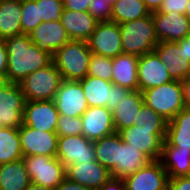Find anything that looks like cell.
I'll return each instance as SVG.
<instances>
[{"instance_id":"6da1fadb","label":"cell","mask_w":190,"mask_h":190,"mask_svg":"<svg viewBox=\"0 0 190 190\" xmlns=\"http://www.w3.org/2000/svg\"><path fill=\"white\" fill-rule=\"evenodd\" d=\"M8 54L6 76L9 83L20 84L23 79L53 62L52 55L40 50L27 34L5 38Z\"/></svg>"},{"instance_id":"7a4b0ae2","label":"cell","mask_w":190,"mask_h":190,"mask_svg":"<svg viewBox=\"0 0 190 190\" xmlns=\"http://www.w3.org/2000/svg\"><path fill=\"white\" fill-rule=\"evenodd\" d=\"M91 55L86 41L70 40L52 58L63 80L79 81L87 76Z\"/></svg>"},{"instance_id":"3957f363","label":"cell","mask_w":190,"mask_h":190,"mask_svg":"<svg viewBox=\"0 0 190 190\" xmlns=\"http://www.w3.org/2000/svg\"><path fill=\"white\" fill-rule=\"evenodd\" d=\"M120 26L123 53L136 56L154 51L159 40L155 34L152 15L133 21H128Z\"/></svg>"},{"instance_id":"277c9868","label":"cell","mask_w":190,"mask_h":190,"mask_svg":"<svg viewBox=\"0 0 190 190\" xmlns=\"http://www.w3.org/2000/svg\"><path fill=\"white\" fill-rule=\"evenodd\" d=\"M142 94L144 103L167 122L171 121L182 109L186 108L182 83L178 80L147 89Z\"/></svg>"},{"instance_id":"5b68a950","label":"cell","mask_w":190,"mask_h":190,"mask_svg":"<svg viewBox=\"0 0 190 190\" xmlns=\"http://www.w3.org/2000/svg\"><path fill=\"white\" fill-rule=\"evenodd\" d=\"M62 81L60 72L52 62L47 67L28 74L20 86L26 101H49L54 100Z\"/></svg>"},{"instance_id":"8992f818","label":"cell","mask_w":190,"mask_h":190,"mask_svg":"<svg viewBox=\"0 0 190 190\" xmlns=\"http://www.w3.org/2000/svg\"><path fill=\"white\" fill-rule=\"evenodd\" d=\"M31 183L54 189L66 178V167L57 157H23Z\"/></svg>"},{"instance_id":"52a82bcc","label":"cell","mask_w":190,"mask_h":190,"mask_svg":"<svg viewBox=\"0 0 190 190\" xmlns=\"http://www.w3.org/2000/svg\"><path fill=\"white\" fill-rule=\"evenodd\" d=\"M166 130L167 128H145L134 125L120 130L118 134L122 141L140 149L151 160H159L166 138Z\"/></svg>"},{"instance_id":"ba28073f","label":"cell","mask_w":190,"mask_h":190,"mask_svg":"<svg viewBox=\"0 0 190 190\" xmlns=\"http://www.w3.org/2000/svg\"><path fill=\"white\" fill-rule=\"evenodd\" d=\"M87 43L92 53L105 57L123 53L120 26L112 21L98 22Z\"/></svg>"},{"instance_id":"9c48e42d","label":"cell","mask_w":190,"mask_h":190,"mask_svg":"<svg viewBox=\"0 0 190 190\" xmlns=\"http://www.w3.org/2000/svg\"><path fill=\"white\" fill-rule=\"evenodd\" d=\"M26 99L20 84L9 83L0 90V126L19 128L23 125Z\"/></svg>"},{"instance_id":"30bf717a","label":"cell","mask_w":190,"mask_h":190,"mask_svg":"<svg viewBox=\"0 0 190 190\" xmlns=\"http://www.w3.org/2000/svg\"><path fill=\"white\" fill-rule=\"evenodd\" d=\"M56 157L65 167L96 161L93 141L83 135L58 137Z\"/></svg>"},{"instance_id":"8fae6325","label":"cell","mask_w":190,"mask_h":190,"mask_svg":"<svg viewBox=\"0 0 190 190\" xmlns=\"http://www.w3.org/2000/svg\"><path fill=\"white\" fill-rule=\"evenodd\" d=\"M123 181L126 190H168L169 187V176L160 160H152Z\"/></svg>"},{"instance_id":"7c38bea8","label":"cell","mask_w":190,"mask_h":190,"mask_svg":"<svg viewBox=\"0 0 190 190\" xmlns=\"http://www.w3.org/2000/svg\"><path fill=\"white\" fill-rule=\"evenodd\" d=\"M19 136L23 157L31 155L56 157L58 143L56 132H43L23 124L19 127Z\"/></svg>"},{"instance_id":"4fadbf2b","label":"cell","mask_w":190,"mask_h":190,"mask_svg":"<svg viewBox=\"0 0 190 190\" xmlns=\"http://www.w3.org/2000/svg\"><path fill=\"white\" fill-rule=\"evenodd\" d=\"M59 112L54 100L26 101L23 124L43 132H56Z\"/></svg>"},{"instance_id":"5bb4252c","label":"cell","mask_w":190,"mask_h":190,"mask_svg":"<svg viewBox=\"0 0 190 190\" xmlns=\"http://www.w3.org/2000/svg\"><path fill=\"white\" fill-rule=\"evenodd\" d=\"M54 102L59 115L81 117L88 104L80 81L63 80L56 92Z\"/></svg>"},{"instance_id":"9a60e30c","label":"cell","mask_w":190,"mask_h":190,"mask_svg":"<svg viewBox=\"0 0 190 190\" xmlns=\"http://www.w3.org/2000/svg\"><path fill=\"white\" fill-rule=\"evenodd\" d=\"M155 28V34L159 42H177L190 36V21L184 14L176 11L169 13H151Z\"/></svg>"},{"instance_id":"2e32d148","label":"cell","mask_w":190,"mask_h":190,"mask_svg":"<svg viewBox=\"0 0 190 190\" xmlns=\"http://www.w3.org/2000/svg\"><path fill=\"white\" fill-rule=\"evenodd\" d=\"M137 72L140 92L173 81L166 66L154 51L139 56Z\"/></svg>"},{"instance_id":"e0dca14e","label":"cell","mask_w":190,"mask_h":190,"mask_svg":"<svg viewBox=\"0 0 190 190\" xmlns=\"http://www.w3.org/2000/svg\"><path fill=\"white\" fill-rule=\"evenodd\" d=\"M154 52L158 55L160 61L166 66L173 80L182 81L190 76V62L177 42L161 41Z\"/></svg>"},{"instance_id":"ac0fdd59","label":"cell","mask_w":190,"mask_h":190,"mask_svg":"<svg viewBox=\"0 0 190 190\" xmlns=\"http://www.w3.org/2000/svg\"><path fill=\"white\" fill-rule=\"evenodd\" d=\"M28 36L38 49L52 56L71 40L60 20L42 22Z\"/></svg>"},{"instance_id":"d6986e66","label":"cell","mask_w":190,"mask_h":190,"mask_svg":"<svg viewBox=\"0 0 190 190\" xmlns=\"http://www.w3.org/2000/svg\"><path fill=\"white\" fill-rule=\"evenodd\" d=\"M82 135L90 141H96L115 131L113 115L107 107H88L81 116Z\"/></svg>"},{"instance_id":"ffe728a7","label":"cell","mask_w":190,"mask_h":190,"mask_svg":"<svg viewBox=\"0 0 190 190\" xmlns=\"http://www.w3.org/2000/svg\"><path fill=\"white\" fill-rule=\"evenodd\" d=\"M66 177L91 190H98L112 178L110 171L98 161L70 165L66 167Z\"/></svg>"},{"instance_id":"44dd1931","label":"cell","mask_w":190,"mask_h":190,"mask_svg":"<svg viewBox=\"0 0 190 190\" xmlns=\"http://www.w3.org/2000/svg\"><path fill=\"white\" fill-rule=\"evenodd\" d=\"M151 161L140 149H136L123 141L118 146V162L110 170V173L112 178L124 179Z\"/></svg>"},{"instance_id":"7402d4cb","label":"cell","mask_w":190,"mask_h":190,"mask_svg":"<svg viewBox=\"0 0 190 190\" xmlns=\"http://www.w3.org/2000/svg\"><path fill=\"white\" fill-rule=\"evenodd\" d=\"M60 21L71 40L86 42L98 23L88 11L77 12L67 9L63 10Z\"/></svg>"},{"instance_id":"603a6c76","label":"cell","mask_w":190,"mask_h":190,"mask_svg":"<svg viewBox=\"0 0 190 190\" xmlns=\"http://www.w3.org/2000/svg\"><path fill=\"white\" fill-rule=\"evenodd\" d=\"M138 59L139 57L136 55L125 53L112 58V83L121 87H126L132 91H137Z\"/></svg>"},{"instance_id":"cb8c5ba5","label":"cell","mask_w":190,"mask_h":190,"mask_svg":"<svg viewBox=\"0 0 190 190\" xmlns=\"http://www.w3.org/2000/svg\"><path fill=\"white\" fill-rule=\"evenodd\" d=\"M143 104L144 97L139 90L132 91L125 99H122L116 109L112 111L115 131L119 132L127 127L134 126Z\"/></svg>"},{"instance_id":"d4e9b609","label":"cell","mask_w":190,"mask_h":190,"mask_svg":"<svg viewBox=\"0 0 190 190\" xmlns=\"http://www.w3.org/2000/svg\"><path fill=\"white\" fill-rule=\"evenodd\" d=\"M160 162L169 178L186 176L190 168V148L172 146L166 139L163 142Z\"/></svg>"},{"instance_id":"484cf974","label":"cell","mask_w":190,"mask_h":190,"mask_svg":"<svg viewBox=\"0 0 190 190\" xmlns=\"http://www.w3.org/2000/svg\"><path fill=\"white\" fill-rule=\"evenodd\" d=\"M20 34L21 0H0V40Z\"/></svg>"},{"instance_id":"4316f807","label":"cell","mask_w":190,"mask_h":190,"mask_svg":"<svg viewBox=\"0 0 190 190\" xmlns=\"http://www.w3.org/2000/svg\"><path fill=\"white\" fill-rule=\"evenodd\" d=\"M30 184L23 158L0 165V190H25Z\"/></svg>"},{"instance_id":"83f0119b","label":"cell","mask_w":190,"mask_h":190,"mask_svg":"<svg viewBox=\"0 0 190 190\" xmlns=\"http://www.w3.org/2000/svg\"><path fill=\"white\" fill-rule=\"evenodd\" d=\"M172 146L190 148V110L182 109L171 121L167 122L166 138Z\"/></svg>"},{"instance_id":"f1b7e54d","label":"cell","mask_w":190,"mask_h":190,"mask_svg":"<svg viewBox=\"0 0 190 190\" xmlns=\"http://www.w3.org/2000/svg\"><path fill=\"white\" fill-rule=\"evenodd\" d=\"M79 81L88 107H106L110 101L112 82L89 75Z\"/></svg>"},{"instance_id":"f546056e","label":"cell","mask_w":190,"mask_h":190,"mask_svg":"<svg viewBox=\"0 0 190 190\" xmlns=\"http://www.w3.org/2000/svg\"><path fill=\"white\" fill-rule=\"evenodd\" d=\"M151 14L143 0H116L112 4L111 21L122 24Z\"/></svg>"},{"instance_id":"4dcf8cb0","label":"cell","mask_w":190,"mask_h":190,"mask_svg":"<svg viewBox=\"0 0 190 190\" xmlns=\"http://www.w3.org/2000/svg\"><path fill=\"white\" fill-rule=\"evenodd\" d=\"M122 139L118 132H114L110 135L93 142L96 161L109 171L118 162V146L122 143Z\"/></svg>"},{"instance_id":"1f68e13d","label":"cell","mask_w":190,"mask_h":190,"mask_svg":"<svg viewBox=\"0 0 190 190\" xmlns=\"http://www.w3.org/2000/svg\"><path fill=\"white\" fill-rule=\"evenodd\" d=\"M22 158L19 128L0 127V165Z\"/></svg>"},{"instance_id":"d6a6232c","label":"cell","mask_w":190,"mask_h":190,"mask_svg":"<svg viewBox=\"0 0 190 190\" xmlns=\"http://www.w3.org/2000/svg\"><path fill=\"white\" fill-rule=\"evenodd\" d=\"M40 23L38 6L35 0H21V26L22 34H29Z\"/></svg>"},{"instance_id":"836d02e7","label":"cell","mask_w":190,"mask_h":190,"mask_svg":"<svg viewBox=\"0 0 190 190\" xmlns=\"http://www.w3.org/2000/svg\"><path fill=\"white\" fill-rule=\"evenodd\" d=\"M112 74V58L92 53L87 75L112 82Z\"/></svg>"},{"instance_id":"e575fe53","label":"cell","mask_w":190,"mask_h":190,"mask_svg":"<svg viewBox=\"0 0 190 190\" xmlns=\"http://www.w3.org/2000/svg\"><path fill=\"white\" fill-rule=\"evenodd\" d=\"M42 22L60 20L64 10L63 0H35Z\"/></svg>"},{"instance_id":"d590c367","label":"cell","mask_w":190,"mask_h":190,"mask_svg":"<svg viewBox=\"0 0 190 190\" xmlns=\"http://www.w3.org/2000/svg\"><path fill=\"white\" fill-rule=\"evenodd\" d=\"M135 125L145 128H167V121L144 103L138 113Z\"/></svg>"},{"instance_id":"8d00e7d4","label":"cell","mask_w":190,"mask_h":190,"mask_svg":"<svg viewBox=\"0 0 190 190\" xmlns=\"http://www.w3.org/2000/svg\"><path fill=\"white\" fill-rule=\"evenodd\" d=\"M56 133L58 137L82 135L81 117H68L59 115Z\"/></svg>"},{"instance_id":"74e56055","label":"cell","mask_w":190,"mask_h":190,"mask_svg":"<svg viewBox=\"0 0 190 190\" xmlns=\"http://www.w3.org/2000/svg\"><path fill=\"white\" fill-rule=\"evenodd\" d=\"M88 7V12L98 22L111 21L112 17V4L105 0H91Z\"/></svg>"},{"instance_id":"f35d334b","label":"cell","mask_w":190,"mask_h":190,"mask_svg":"<svg viewBox=\"0 0 190 190\" xmlns=\"http://www.w3.org/2000/svg\"><path fill=\"white\" fill-rule=\"evenodd\" d=\"M132 90L126 88V87H121L119 85L112 84L111 87V96H110V101L107 102L106 107L110 111H114L118 105V103L127 97Z\"/></svg>"},{"instance_id":"ab89813d","label":"cell","mask_w":190,"mask_h":190,"mask_svg":"<svg viewBox=\"0 0 190 190\" xmlns=\"http://www.w3.org/2000/svg\"><path fill=\"white\" fill-rule=\"evenodd\" d=\"M188 1L189 0H164L157 12L169 13L176 11L180 14H184Z\"/></svg>"},{"instance_id":"60d3db41","label":"cell","mask_w":190,"mask_h":190,"mask_svg":"<svg viewBox=\"0 0 190 190\" xmlns=\"http://www.w3.org/2000/svg\"><path fill=\"white\" fill-rule=\"evenodd\" d=\"M91 0H63L64 9L70 11H88Z\"/></svg>"},{"instance_id":"b9f144b4","label":"cell","mask_w":190,"mask_h":190,"mask_svg":"<svg viewBox=\"0 0 190 190\" xmlns=\"http://www.w3.org/2000/svg\"><path fill=\"white\" fill-rule=\"evenodd\" d=\"M168 190H190V179L186 176L169 178Z\"/></svg>"},{"instance_id":"7bdbcfd3","label":"cell","mask_w":190,"mask_h":190,"mask_svg":"<svg viewBox=\"0 0 190 190\" xmlns=\"http://www.w3.org/2000/svg\"><path fill=\"white\" fill-rule=\"evenodd\" d=\"M53 190H91L88 187L69 180L67 177Z\"/></svg>"},{"instance_id":"ee69618b","label":"cell","mask_w":190,"mask_h":190,"mask_svg":"<svg viewBox=\"0 0 190 190\" xmlns=\"http://www.w3.org/2000/svg\"><path fill=\"white\" fill-rule=\"evenodd\" d=\"M98 190H126L123 179L111 178L104 183Z\"/></svg>"},{"instance_id":"f6af8a7d","label":"cell","mask_w":190,"mask_h":190,"mask_svg":"<svg viewBox=\"0 0 190 190\" xmlns=\"http://www.w3.org/2000/svg\"><path fill=\"white\" fill-rule=\"evenodd\" d=\"M8 54L5 42L0 40V73L7 72Z\"/></svg>"},{"instance_id":"bcb514c9","label":"cell","mask_w":190,"mask_h":190,"mask_svg":"<svg viewBox=\"0 0 190 190\" xmlns=\"http://www.w3.org/2000/svg\"><path fill=\"white\" fill-rule=\"evenodd\" d=\"M183 87L184 103L187 109L190 110V76L181 81Z\"/></svg>"},{"instance_id":"7dc6e473","label":"cell","mask_w":190,"mask_h":190,"mask_svg":"<svg viewBox=\"0 0 190 190\" xmlns=\"http://www.w3.org/2000/svg\"><path fill=\"white\" fill-rule=\"evenodd\" d=\"M143 1L145 3V6L152 13L158 11L160 6L163 4L164 0H143Z\"/></svg>"},{"instance_id":"c3c4849f","label":"cell","mask_w":190,"mask_h":190,"mask_svg":"<svg viewBox=\"0 0 190 190\" xmlns=\"http://www.w3.org/2000/svg\"><path fill=\"white\" fill-rule=\"evenodd\" d=\"M181 48H184V53L190 62V36L177 41Z\"/></svg>"},{"instance_id":"681fc988","label":"cell","mask_w":190,"mask_h":190,"mask_svg":"<svg viewBox=\"0 0 190 190\" xmlns=\"http://www.w3.org/2000/svg\"><path fill=\"white\" fill-rule=\"evenodd\" d=\"M9 84L6 73H0V90Z\"/></svg>"},{"instance_id":"f907efd6","label":"cell","mask_w":190,"mask_h":190,"mask_svg":"<svg viewBox=\"0 0 190 190\" xmlns=\"http://www.w3.org/2000/svg\"><path fill=\"white\" fill-rule=\"evenodd\" d=\"M25 190H53V189L31 183Z\"/></svg>"},{"instance_id":"816d5d0a","label":"cell","mask_w":190,"mask_h":190,"mask_svg":"<svg viewBox=\"0 0 190 190\" xmlns=\"http://www.w3.org/2000/svg\"><path fill=\"white\" fill-rule=\"evenodd\" d=\"M184 15L188 18V20L190 21V0L187 3L186 9H185V13Z\"/></svg>"},{"instance_id":"f5cc1de1","label":"cell","mask_w":190,"mask_h":190,"mask_svg":"<svg viewBox=\"0 0 190 190\" xmlns=\"http://www.w3.org/2000/svg\"><path fill=\"white\" fill-rule=\"evenodd\" d=\"M186 177H187L188 179H190V168H189V171H188Z\"/></svg>"},{"instance_id":"db71d44e","label":"cell","mask_w":190,"mask_h":190,"mask_svg":"<svg viewBox=\"0 0 190 190\" xmlns=\"http://www.w3.org/2000/svg\"><path fill=\"white\" fill-rule=\"evenodd\" d=\"M105 1H108L110 4H113L114 1H116V0H105Z\"/></svg>"}]
</instances>
